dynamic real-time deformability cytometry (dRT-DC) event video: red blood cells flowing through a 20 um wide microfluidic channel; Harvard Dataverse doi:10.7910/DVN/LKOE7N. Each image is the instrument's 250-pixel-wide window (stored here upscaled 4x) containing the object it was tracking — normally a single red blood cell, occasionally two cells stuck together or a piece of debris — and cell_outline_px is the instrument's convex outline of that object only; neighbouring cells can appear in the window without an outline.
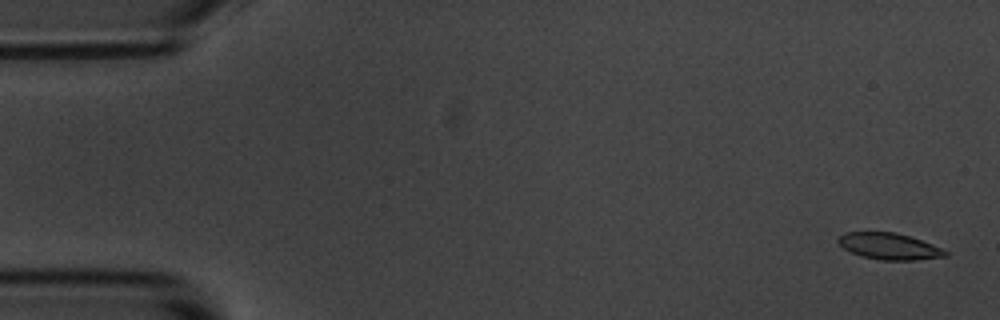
{"species": "common noctule bat (a hibernating species)", "species_latin": "Nyctalus noctula", "temperature_condition": "room temperature", "stored_images_in_passage": 14, "camera_frame_rate_fps": 3000, "um_per_image_px": 0.085, "animal": {"sex": "male", "body_mass_g": 20.1, "forearm_length_mm": 53.5}, "frame": {"image": 1, "passage_image": 1, "time_ms": 0.0, "image_size_px": [1000, 320], "cell_outline_px": [[948, 256], [916, 260], [880, 260], [860, 256], [844, 248], [836, 240], [844, 232], [896, 232], [932, 244], [948, 252]], "centroid_in_image_um": [75.57, 20.94], "position_along_channel_um": 9.4, "area_um2": 16.42}}